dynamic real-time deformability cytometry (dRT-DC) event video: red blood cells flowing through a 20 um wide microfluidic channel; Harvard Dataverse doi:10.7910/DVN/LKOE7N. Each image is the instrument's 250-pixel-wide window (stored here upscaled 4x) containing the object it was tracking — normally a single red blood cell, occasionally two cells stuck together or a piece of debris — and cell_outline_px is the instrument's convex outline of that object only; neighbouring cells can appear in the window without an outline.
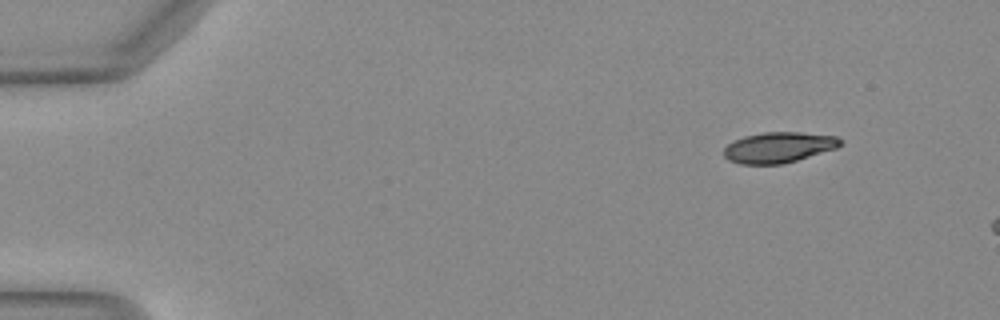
{"species": "Egyptian fruit bat (a non-hibernating species)", "species_latin": "Rousettus aegyptiacus", "temperature_condition": "warm", "stored_images_in_passage": 11, "camera_frame_rate_fps": 3000, "um_per_image_px": 0.085, "animal": {"sex": "female"}, "frame": {"image": 1, "passage_image": 1, "time_ms": 0.0, "image_size_px": [1000, 320], "cell_outline_px": [[844, 144], [836, 148], [784, 164], [740, 164], [728, 160], [724, 156], [724, 148], [732, 140], [744, 136], [764, 132], [800, 132], [836, 136], [844, 140]], "centroid_in_image_um": [66.19, 12.52], "position_along_channel_um": 18.8, "area_um2": 20.98}}
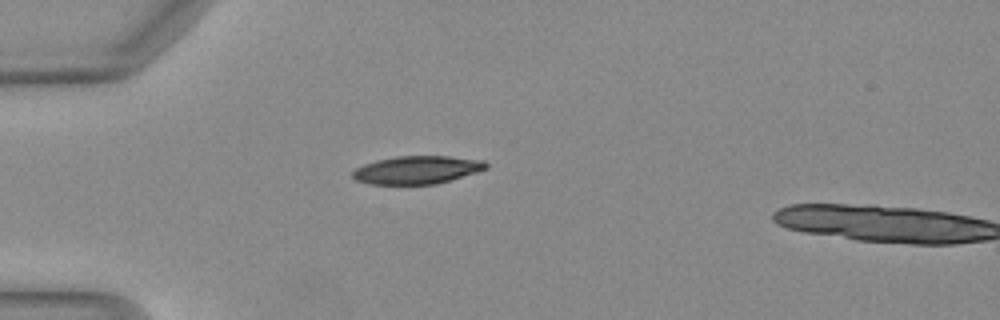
{"frame": {"image": 2, "passage_image": 10, "time_ms": 3.0, "image_size_px": [1000, 320], "cell_outline_px": [[488, 168], [476, 172], [436, 184], [368, 184], [356, 180], [352, 176], [352, 172], [356, 168], [364, 164], [376, 160], [396, 156], [448, 156], [484, 160], [488, 164]], "centroid_in_image_um": [35.44, 14.43], "position_along_channel_um": 49.6, "area_um2": 21.73}}